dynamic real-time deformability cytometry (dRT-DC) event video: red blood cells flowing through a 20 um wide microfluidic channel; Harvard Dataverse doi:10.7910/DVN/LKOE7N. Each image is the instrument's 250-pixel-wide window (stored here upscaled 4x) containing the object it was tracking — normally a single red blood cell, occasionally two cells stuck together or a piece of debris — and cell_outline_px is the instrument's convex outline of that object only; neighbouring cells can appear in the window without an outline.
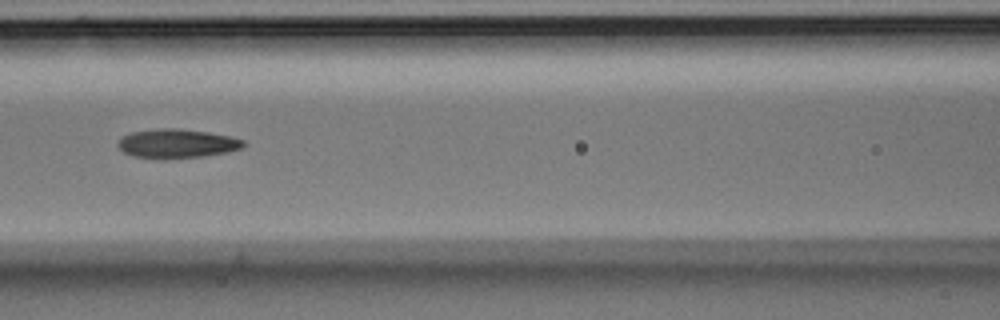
{"species": "Egyptian fruit bat (a non-hibernating species)", "species_latin": "Rousettus aegyptiacus", "temperature_condition": "room temperature", "stored_images_in_passage": 8, "camera_frame_rate_fps": 3000, "um_per_image_px": 0.085, "animal": {"sex": "male"}, "frame": {"image": 1, "passage_image": 6, "time_ms": 1.667, "image_size_px": [1000, 320], "cell_outline_px": [[248, 144], [244, 148], [228, 152], [204, 156], [164, 160], [132, 156], [124, 152], [116, 144], [120, 136], [132, 132], [156, 128], [180, 128], [208, 132], [232, 136], [244, 140]], "centroid_in_image_um": [15.06, 12.21], "position_along_channel_um": 151.5, "area_um2": 21.91}}
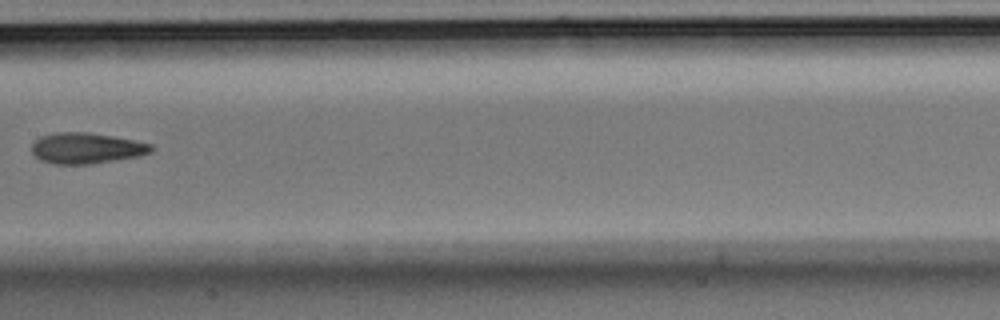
{"frame": {"image": 2, "passage_image": 7, "time_ms": 2.0, "image_size_px": [1000, 320], "cell_outline_px": [[152, 152], [140, 156], [88, 164], [56, 164], [40, 160], [32, 152], [32, 144], [40, 136], [56, 132], [88, 132], [112, 136], [152, 144]], "centroid_in_image_um": [7.33, 12.59], "position_along_channel_um": 200.1, "area_um2": 21.33}}
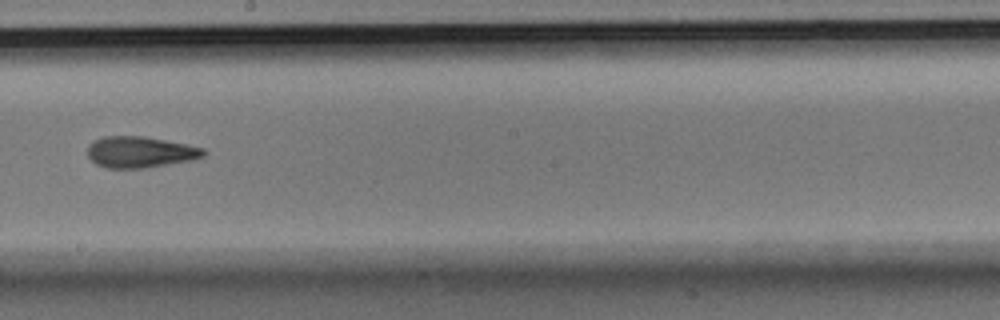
{"frame": {"image": 3, "passage_image": 8, "time_ms": 2.333, "image_size_px": [1000, 320], "cell_outline_px": [[208, 152], [204, 156], [192, 160], [144, 168], [108, 168], [96, 164], [88, 156], [88, 144], [92, 140], [104, 136], [144, 136], [204, 148]], "centroid_in_image_um": [11.9, 12.92], "position_along_channel_um": 236.3, "area_um2": 21.1}}